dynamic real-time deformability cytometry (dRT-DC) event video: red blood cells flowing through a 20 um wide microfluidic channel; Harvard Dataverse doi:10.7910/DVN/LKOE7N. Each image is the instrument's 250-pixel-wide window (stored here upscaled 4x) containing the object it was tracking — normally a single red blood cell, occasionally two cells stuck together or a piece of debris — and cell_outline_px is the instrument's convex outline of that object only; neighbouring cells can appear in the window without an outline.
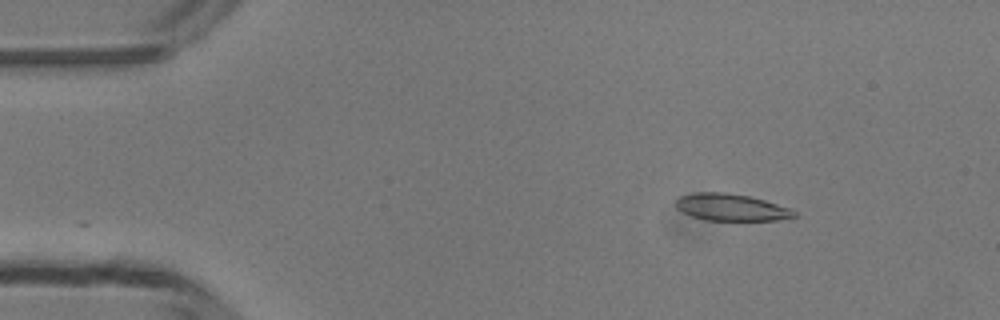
{"species": "common noctule bat (a hibernating species)", "species_latin": "Nyctalus noctula", "temperature_condition": "room temperature", "stored_images_in_passage": 49, "camera_frame_rate_fps": 3000, "um_per_image_px": 0.085, "animal": {"sex": "male", "body_mass_g": 13.3}, "frame": {"image": 1, "passage_image": 7, "time_ms": 2.0, "image_size_px": [1000, 320], "cell_outline_px": [[796, 216], [788, 220], [704, 220], [692, 216], [676, 208], [676, 200], [680, 196], [696, 192], [724, 192], [748, 196], [764, 200], [792, 208], [796, 212]], "centroid_in_image_um": [62.19, 17.63], "position_along_channel_um": 22.8, "area_um2": 18.67}}
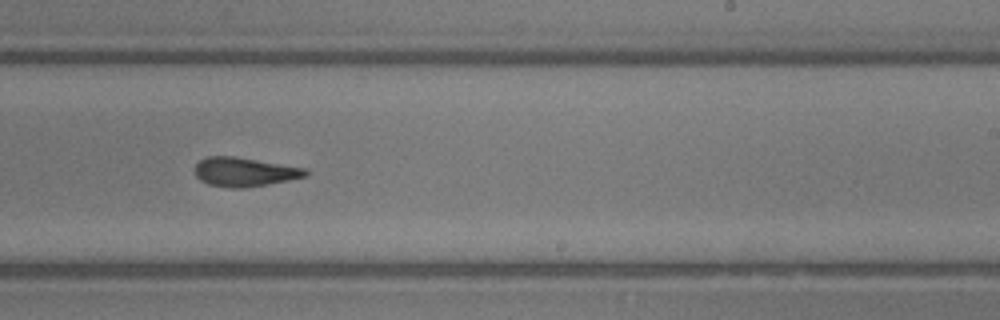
{"frame": {"image": 2, "passage_image": 30, "time_ms": 9.667, "image_size_px": [1000, 320], "cell_outline_px": [[308, 176], [288, 180], [240, 188], [228, 188], [208, 184], [200, 180], [196, 176], [196, 164], [200, 160], [208, 156], [236, 156], [304, 168], [308, 172]], "centroid_in_image_um": [20.75, 14.61], "position_along_channel_um": 268.2, "area_um2": 18.5}}
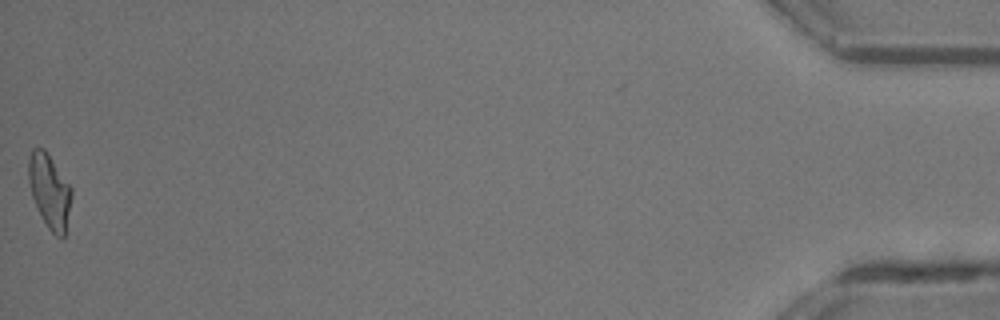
{"frame": {"image": 3, "passage_image": 49, "time_ms": 16.0, "image_size_px": [1000, 320], "cell_outline_px": [[72, 196], [64, 236], [56, 236], [48, 228], [32, 196], [28, 180], [28, 160], [32, 148], [44, 148], [72, 188]], "centroid_in_image_um": [4.21, 16.2], "position_along_channel_um": 431.0, "area_um2": 18.21}, "authors_computed_cell_mechanics": {"area_um2": 18.7272, "velocity_mm_per_s": 4.2146, "shape_relaxation_time_tau1_ms": 9.7579, "shape_relaxation_time_tau2_ms": 5.18, "deformation_change_tau1": 0.2883, "deformation_change_tau2": 0.1459}}